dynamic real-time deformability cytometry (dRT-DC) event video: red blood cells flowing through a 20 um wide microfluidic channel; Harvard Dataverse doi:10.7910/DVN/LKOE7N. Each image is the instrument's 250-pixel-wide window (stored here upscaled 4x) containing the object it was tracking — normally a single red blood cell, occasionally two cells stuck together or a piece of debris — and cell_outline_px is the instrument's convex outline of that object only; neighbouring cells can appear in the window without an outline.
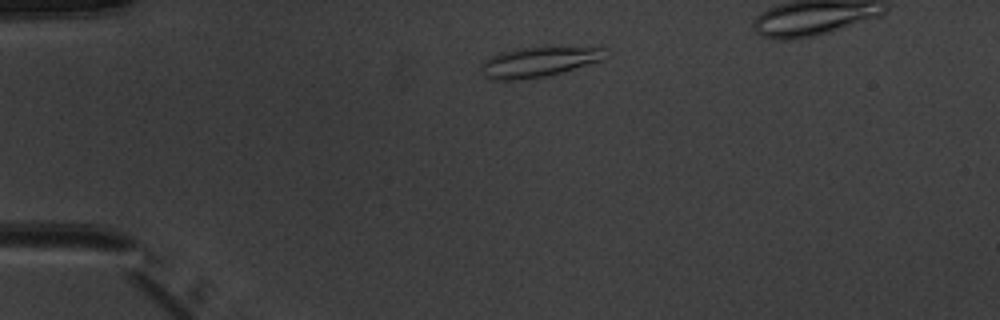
{"species": "common noctule bat (a hibernating species)", "species_latin": "Nyctalus noctula", "temperature_condition": "warm", "stored_images_in_passage": 4, "camera_frame_rate_fps": 3000, "um_per_image_px": 0.085, "animal": {"sex": "male", "body_mass_g": 20.1, "forearm_length_mm": 53.5}, "frame": {"image": 1, "passage_image": 2, "time_ms": 1.0, "image_size_px": [1000, 320], "cell_outline_px": [[604, 48], [600, 60], [560, 72], [544, 76], [520, 80], [492, 80], [484, 76], [480, 68], [480, 64], [488, 56], [500, 52], [516, 48]], "centroid_in_image_um": [45.58, 5.29], "position_along_channel_um": 39.4, "area_um2": 21.04}}